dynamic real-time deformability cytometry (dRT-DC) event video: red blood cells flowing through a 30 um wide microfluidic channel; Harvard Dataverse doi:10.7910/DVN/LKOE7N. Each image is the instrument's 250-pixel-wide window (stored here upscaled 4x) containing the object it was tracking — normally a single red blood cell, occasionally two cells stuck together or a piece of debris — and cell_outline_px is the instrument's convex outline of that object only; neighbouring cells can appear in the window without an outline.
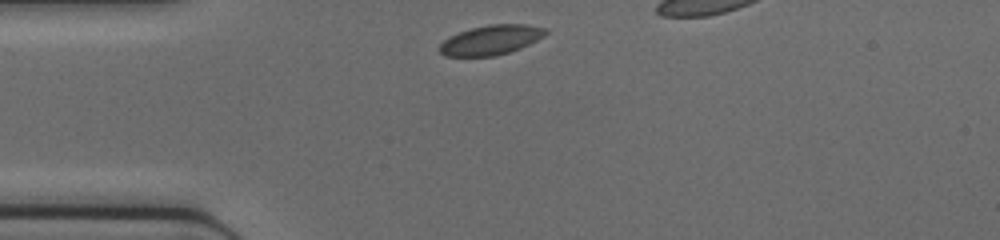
{"species": "common noctule bat (a hibernating species)", "species_latin": "Nyctalus noctula", "temperature_condition": "cold", "stored_images_in_passage": 27, "camera_frame_rate_fps": 3000, "um_per_image_px": 0.085, "animal": {"sex": "female", "body_mass_g": 17.0, "forearm_length_mm": 48.0}, "frame": {"image": 1, "passage_image": 1, "time_ms": 0.0, "image_size_px": [1000, 240], "cell_outline_px": [[548, 32], [544, 36], [520, 48], [496, 56], [444, 56], [440, 52], [440, 44], [444, 40], [460, 32], [472, 28], [488, 24], [524, 24], [548, 28]], "centroid_in_image_um": [41.76, 3.39], "position_along_channel_um": 43.2, "area_um2": 18.15}}
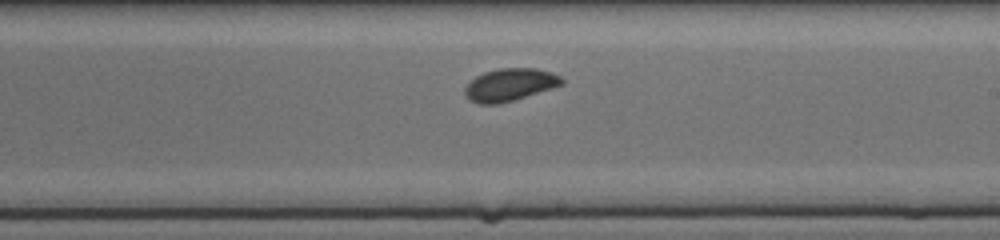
{"frame": {"image": 2, "passage_image": 16, "time_ms": 5.0, "image_size_px": [1000, 240], "cell_outline_px": [[564, 84], [552, 88], [500, 104], [480, 104], [464, 96], [464, 88], [476, 76], [484, 72], [500, 68], [536, 68], [552, 72], [560, 76], [564, 80]], "centroid_in_image_um": [43.34, 7.2], "position_along_channel_um": 245.7, "area_um2": 18.32}}
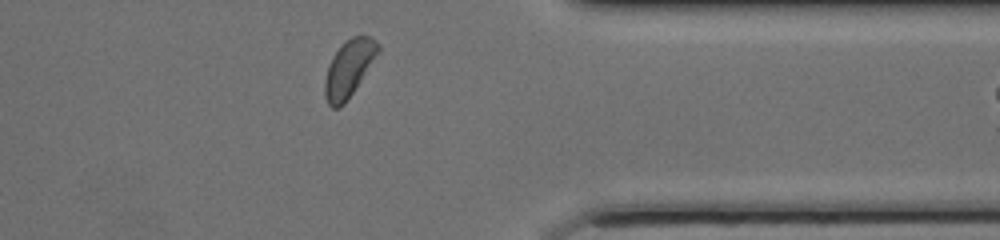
{"frame": {"image": 3, "passage_image": 26, "time_ms": 8.333, "image_size_px": [1000, 240], "cell_outline_px": [[380, 52], [344, 104], [340, 108], [332, 108], [328, 104], [324, 96], [324, 80], [332, 56], [352, 36], [368, 36], [376, 40], [380, 44]], "centroid_in_image_um": [29.66, 5.84], "position_along_channel_um": 381.7, "area_um2": 17.4}}